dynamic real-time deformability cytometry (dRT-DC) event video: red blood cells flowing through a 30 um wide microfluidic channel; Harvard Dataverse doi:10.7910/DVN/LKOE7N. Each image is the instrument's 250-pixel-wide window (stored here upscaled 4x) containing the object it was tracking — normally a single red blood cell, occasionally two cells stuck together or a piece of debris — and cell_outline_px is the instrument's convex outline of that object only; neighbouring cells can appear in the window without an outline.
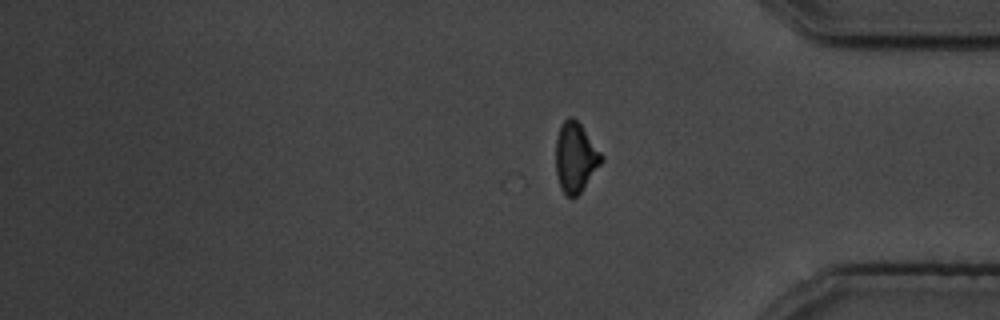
{"species": "common noctule bat (a hibernating species)", "species_latin": "Nyctalus noctula", "temperature_condition": "cold", "stored_images_in_passage": 48, "camera_frame_rate_fps": 3000, "um_per_image_px": 0.085, "animal": {"sex": "male", "body_mass_g": 19.5, "forearm_length_mm": 54.6}, "frame": {"image": 1, "passage_image": 48, "time_ms": 15.667, "image_size_px": [1000, 320], "cell_outline_px": [[604, 160], [580, 192], [576, 196], [568, 196], [560, 188], [556, 172], [556, 140], [560, 124], [568, 116], [572, 116], [580, 124], [604, 156]], "centroid_in_image_um": [48.91, 13.35], "position_along_channel_um": 386.3, "area_um2": 18.44}}